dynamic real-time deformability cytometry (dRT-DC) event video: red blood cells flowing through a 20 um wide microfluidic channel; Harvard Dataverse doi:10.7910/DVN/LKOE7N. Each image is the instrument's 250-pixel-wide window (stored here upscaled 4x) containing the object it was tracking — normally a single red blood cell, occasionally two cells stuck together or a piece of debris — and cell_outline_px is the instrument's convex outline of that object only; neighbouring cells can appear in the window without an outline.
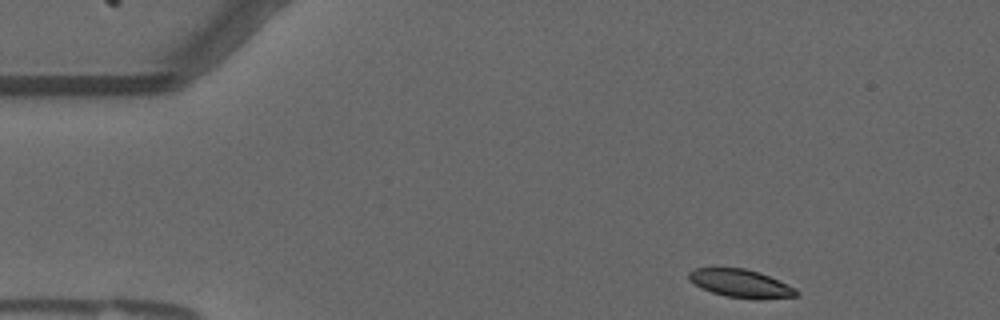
{"species": "common noctule bat (a hibernating species)", "species_latin": "Nyctalus noctula", "temperature_condition": "warm", "stored_images_in_passage": 49, "camera_frame_rate_fps": 3000, "um_per_image_px": 0.085, "animal": {"sex": "male", "forearm_length_mm": 52.5}, "frame": {"image": 1, "passage_image": 1, "time_ms": 0.0, "image_size_px": [1000, 320], "cell_outline_px": [[800, 296], [724, 296], [700, 288], [688, 280], [688, 272], [696, 268], [744, 268], [760, 272], [788, 284], [796, 288], [800, 292]], "centroid_in_image_um": [62.89, 24.03], "position_along_channel_um": 22.1, "area_um2": 16.88}}
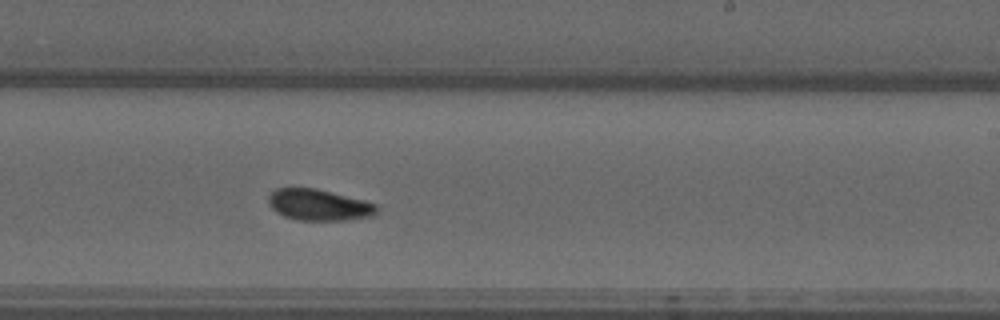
{"frame": {"image": 2, "passage_image": 27, "time_ms": 8.667, "image_size_px": [1000, 320], "cell_outline_px": [[376, 212], [372, 216], [348, 220], [296, 220], [284, 216], [276, 212], [268, 204], [268, 196], [276, 188], [316, 188], [376, 204]], "centroid_in_image_um": [27.05, 17.42], "position_along_channel_um": 262.0, "area_um2": 19.54}}
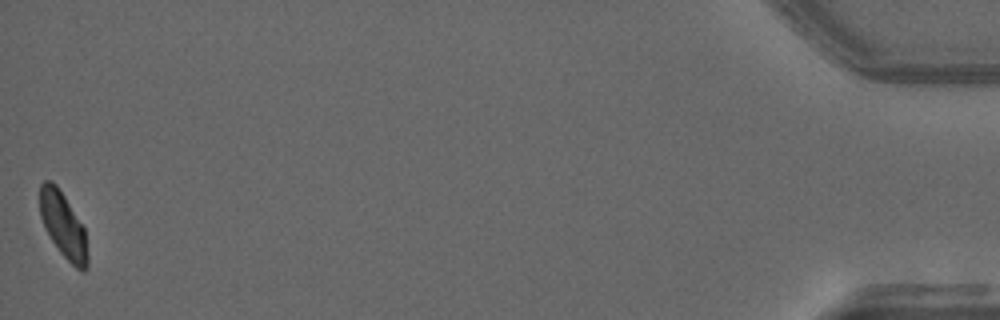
{"frame": {"image": 3, "passage_image": 49, "time_ms": 16.0, "image_size_px": [1000, 320], "cell_outline_px": [[88, 268], [84, 272], [76, 268], [60, 252], [44, 228], [40, 216], [40, 184], [44, 180], [52, 180], [56, 184], [64, 196], [84, 228], [88, 256]], "centroid_in_image_um": [5.36, 19.15], "position_along_channel_um": 429.8, "area_um2": 18.09}, "authors_computed_cell_mechanics": {"area_um2": 19.363, "velocity_mm_per_s": 3.671, "shape_relaxation_time_tau1_ms": 5.4786, "shape_relaxation_time_tau2_ms": 5.5126, "deformation_change_tau1": 0.1382, "deformation_change_tau2": 0.0956}}